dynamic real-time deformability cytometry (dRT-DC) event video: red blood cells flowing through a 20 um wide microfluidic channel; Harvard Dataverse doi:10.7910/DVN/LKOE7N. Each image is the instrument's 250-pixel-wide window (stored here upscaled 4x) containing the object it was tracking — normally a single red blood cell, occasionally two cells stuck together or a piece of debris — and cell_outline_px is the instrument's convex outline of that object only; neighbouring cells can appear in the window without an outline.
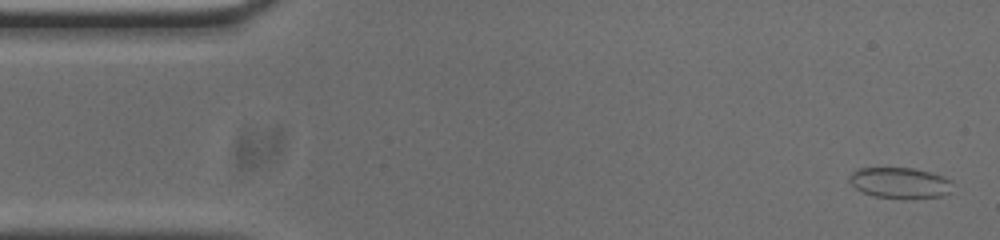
{"species": "common noctule bat (a hibernating species)", "species_latin": "Nyctalus noctula", "temperature_condition": "cold", "stored_images_in_passage": 54, "camera_frame_rate_fps": 3000, "um_per_image_px": 0.085, "animal": {"sex": "male", "body_mass_g": 20.0, "forearm_length_mm": 53.3}, "frame": {"image": 1, "passage_image": 2, "time_ms": 0.333, "image_size_px": [1000, 240], "cell_outline_px": [[952, 180], [948, 192], [940, 196], [904, 200], [876, 196], [860, 192], [848, 180], [848, 176], [852, 172], [860, 168], [912, 168], [944, 176]], "centroid_in_image_um": [76.46, 15.56], "position_along_channel_um": 8.5, "area_um2": 18.67}}
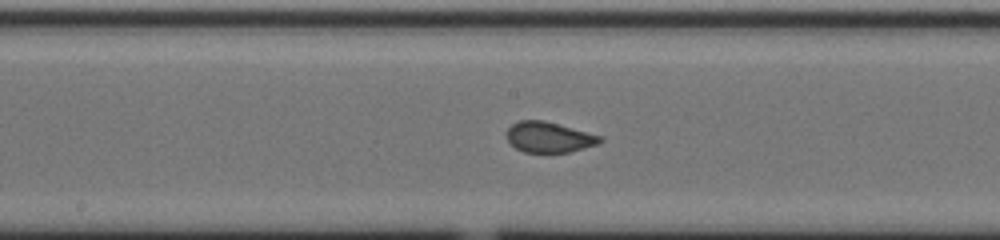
{"frame": {"image": 2, "passage_image": 26, "time_ms": 8.333, "image_size_px": [1000, 240], "cell_outline_px": [[604, 140], [600, 144], [568, 152], [524, 152], [516, 148], [504, 136], [508, 128], [512, 124], [520, 120], [544, 120], [604, 136]], "centroid_in_image_um": [46.69, 11.65], "position_along_channel_um": 201.5, "area_um2": 16.82}}
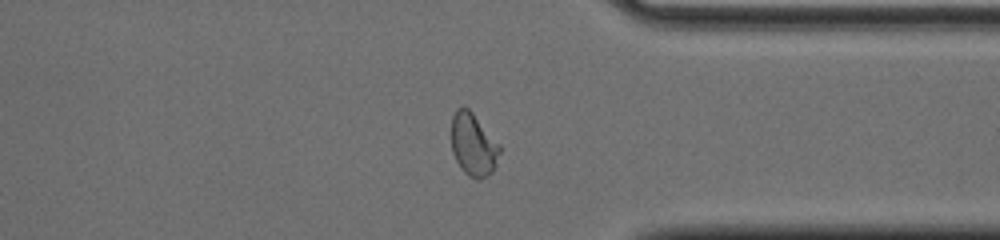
{"frame": {"image": 3, "passage_image": 40, "time_ms": 13.0, "image_size_px": [1000, 240], "cell_outline_px": [[500, 152], [496, 168], [492, 172], [480, 180], [476, 180], [468, 176], [460, 168], [452, 152], [452, 116], [456, 108], [468, 108], [472, 112], [500, 144]], "centroid_in_image_um": [40.25, 12.33], "position_along_channel_um": 371.2, "area_um2": 17.8}}